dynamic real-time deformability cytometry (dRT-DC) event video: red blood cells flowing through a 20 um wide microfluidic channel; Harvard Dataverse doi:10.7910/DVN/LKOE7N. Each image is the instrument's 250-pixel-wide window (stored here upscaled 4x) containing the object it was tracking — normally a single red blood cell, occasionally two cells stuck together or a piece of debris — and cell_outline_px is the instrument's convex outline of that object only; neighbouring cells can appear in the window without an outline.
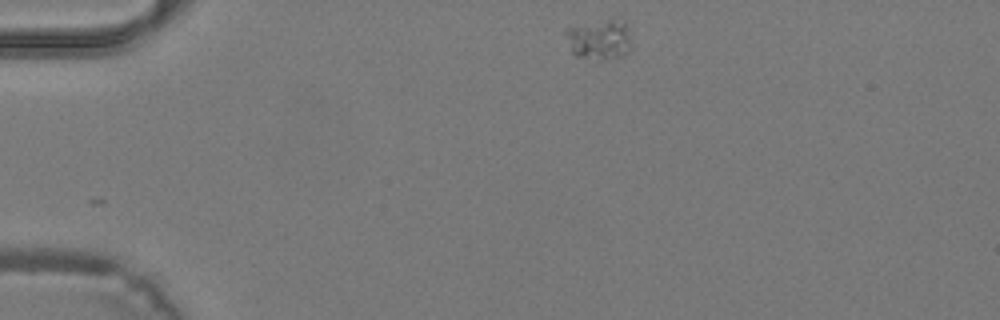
{"species": "common noctule bat (a hibernating species)", "species_latin": "Nyctalus noctula", "temperature_condition": "warm", "stored_images_in_passage": 29, "camera_frame_rate_fps": 3000, "um_per_image_px": 0.085, "animal": {"sex": "male", "body_mass_g": 19.2, "forearm_length_mm": 51.8}, "frame": {"image": 1, "passage_image": 1, "time_ms": 0.0, "image_size_px": [1000, 320], "cell_outline_px": [[628, 52], [624, 56], [608, 60], [576, 56], [572, 52], [564, 32], [568, 28], [612, 16], [616, 16], [624, 24], [628, 36]], "centroid_in_image_um": [50.92, 3.33], "position_along_channel_um": 34.1, "area_um2": 15.32}}
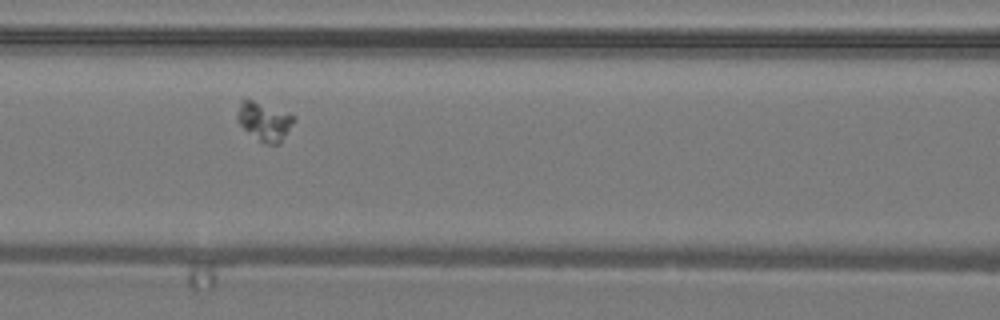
{"frame": {"image": 2, "passage_image": 11, "time_ms": 3.333, "image_size_px": [1000, 320], "cell_outline_px": [[296, 120], [280, 144], [264, 144], [244, 128], [236, 120], [236, 116], [240, 96], [244, 96], [292, 112], [296, 116]], "centroid_in_image_um": [22.48, 10.23], "position_along_channel_um": 144.1, "area_um2": 13.53}}
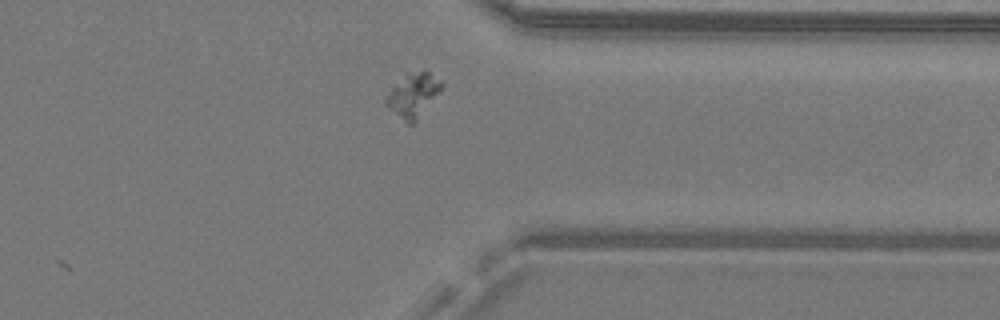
{"frame": {"image": 3, "passage_image": 25, "time_ms": 8.0, "image_size_px": [1000, 320], "cell_outline_px": [[444, 88], [416, 120], [412, 124], [408, 124], [384, 104], [384, 100], [388, 92], [408, 72], [428, 72], [440, 80], [444, 84]], "centroid_in_image_um": [35.13, 8.09], "position_along_channel_um": 376.3, "area_um2": 13.93}}